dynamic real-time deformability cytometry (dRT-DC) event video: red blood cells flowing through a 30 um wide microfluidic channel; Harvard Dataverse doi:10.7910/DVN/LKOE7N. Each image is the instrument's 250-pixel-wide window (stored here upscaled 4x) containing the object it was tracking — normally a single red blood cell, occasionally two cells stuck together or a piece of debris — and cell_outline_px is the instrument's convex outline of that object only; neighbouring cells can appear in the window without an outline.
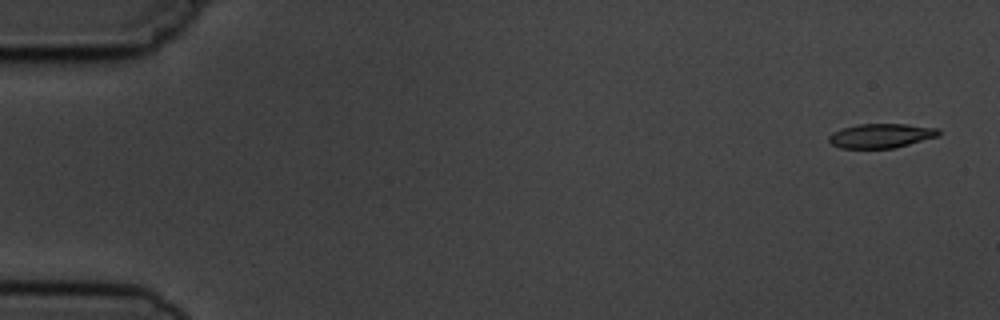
{"species": "common noctule bat (a hibernating species)", "species_latin": "Nyctalus noctula", "temperature_condition": "cold", "stored_images_in_passage": 3, "camera_frame_rate_fps": 3000, "um_per_image_px": 0.085, "animal": {"sex": "male", "body_mass_g": 19.5, "forearm_length_mm": 54.6}, "frame": {"image": 1, "passage_image": 1, "time_ms": 0.0, "image_size_px": [1000, 320], "cell_outline_px": [[940, 132], [936, 136], [896, 148], [840, 148], [832, 144], [828, 140], [828, 136], [832, 132], [844, 128], [860, 124], [904, 124], [940, 128]], "centroid_in_image_um": [74.87, 11.54], "position_along_channel_um": 10.1, "area_um2": 15.43}}